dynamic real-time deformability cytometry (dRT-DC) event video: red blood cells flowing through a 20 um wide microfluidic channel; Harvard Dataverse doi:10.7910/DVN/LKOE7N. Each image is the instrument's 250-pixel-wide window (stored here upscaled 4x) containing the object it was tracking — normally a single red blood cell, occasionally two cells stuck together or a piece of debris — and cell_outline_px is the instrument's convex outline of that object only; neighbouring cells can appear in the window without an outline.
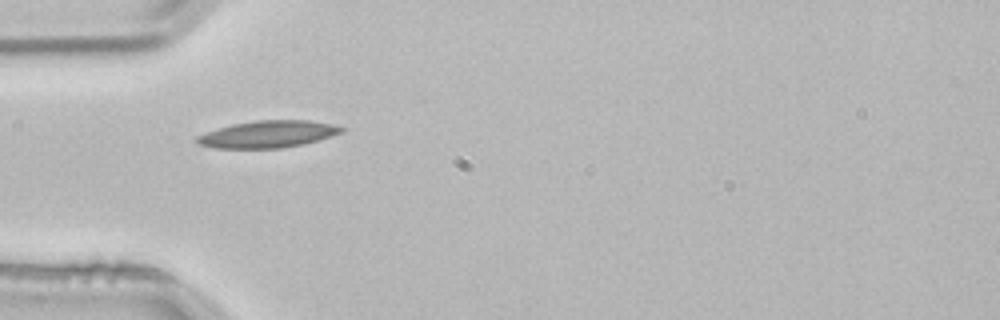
{"species": "common noctule bat (a hibernating species)", "species_latin": "Nyctalus noctula", "temperature_condition": "room temperature", "stored_images_in_passage": 1, "camera_frame_rate_fps": 3000, "um_per_image_px": 0.085, "animal": {"sex": "male", "body_mass_g": 21.5, "forearm_length_mm": 52.0}, "frame": {"image": 1, "passage_image": 1, "time_ms": 0.0, "image_size_px": [1000, 320], "cell_outline_px": [[344, 132], [304, 144], [280, 148], [212, 148], [196, 144], [192, 140], [196, 136], [216, 128], [232, 124], [256, 120], [308, 120], [332, 124], [344, 128]], "centroid_in_image_um": [22.7, 11.41], "position_along_channel_um": 62.3, "area_um2": 22.95}}